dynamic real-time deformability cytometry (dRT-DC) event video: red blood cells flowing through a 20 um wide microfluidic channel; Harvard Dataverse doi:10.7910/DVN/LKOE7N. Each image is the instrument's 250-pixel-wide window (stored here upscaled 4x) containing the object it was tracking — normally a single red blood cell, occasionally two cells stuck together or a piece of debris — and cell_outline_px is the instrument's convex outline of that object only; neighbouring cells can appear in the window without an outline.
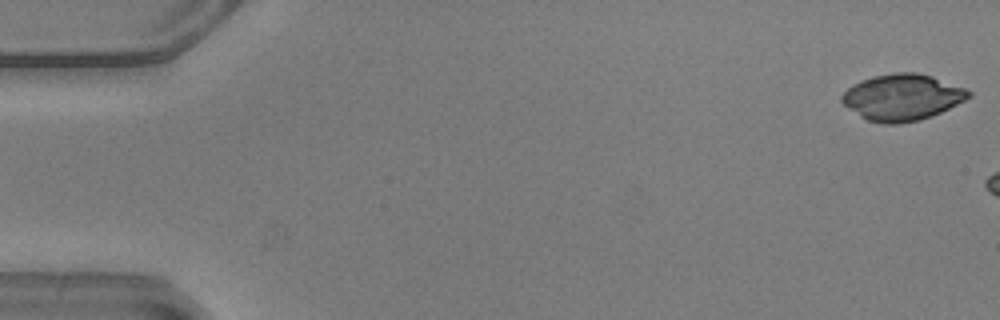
{"species": "common noctule bat (a hibernating species)", "species_latin": "Nyctalus noctula", "temperature_condition": "warm", "stored_images_in_passage": 6, "camera_frame_rate_fps": 3000, "um_per_image_px": 0.085, "animal": {"sex": "male", "body_mass_g": 20.5, "forearm_length_mm": 52.5}, "frame": {"image": 1, "passage_image": 1, "time_ms": 0.0, "image_size_px": [1000, 320], "cell_outline_px": [[972, 96], [932, 116], [920, 120], [900, 124], [880, 124], [868, 120], [860, 116], [844, 104], [840, 100], [840, 96], [852, 84], [860, 80], [872, 76], [892, 72], [916, 72], [932, 76], [964, 88], [972, 92]], "centroid_in_image_um": [76.66, 8.26], "position_along_channel_um": 8.3, "area_um2": 34.28}}